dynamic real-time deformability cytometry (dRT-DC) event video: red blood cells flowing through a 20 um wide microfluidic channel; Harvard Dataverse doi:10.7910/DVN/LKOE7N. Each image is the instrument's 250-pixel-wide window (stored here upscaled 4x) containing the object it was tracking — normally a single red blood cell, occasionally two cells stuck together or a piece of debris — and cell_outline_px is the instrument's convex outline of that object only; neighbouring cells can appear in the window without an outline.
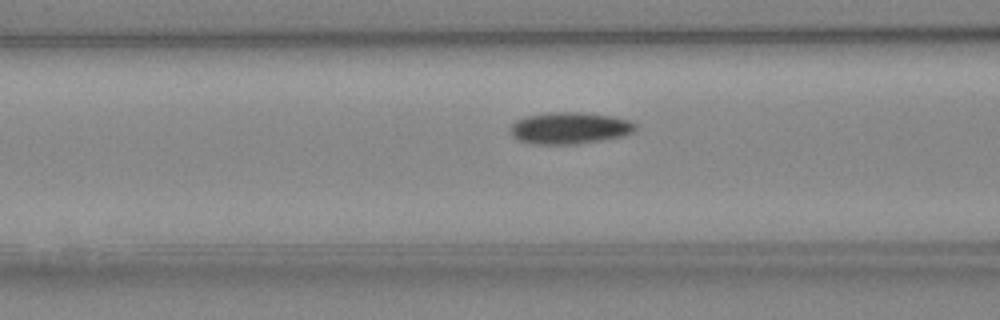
{"species": "Egyptian fruit bat (a non-hibernating species)", "species_latin": "Rousettus aegyptiacus", "temperature_condition": "cold", "stored_images_in_passage": 37, "camera_frame_rate_fps": 3000, "um_per_image_px": 0.085, "animal": {"sex": "female"}, "frame": {"image": 1, "passage_image": 8, "time_ms": 2.333, "image_size_px": [1000, 320], "cell_outline_px": [[636, 128], [632, 132], [624, 136], [576, 144], [536, 144], [516, 140], [512, 136], [512, 124], [516, 120], [524, 116], [548, 112], [584, 112], [612, 116], [628, 120], [636, 124]], "centroid_in_image_um": [48.41, 10.88], "position_along_channel_um": 118.2, "area_um2": 23.18}}
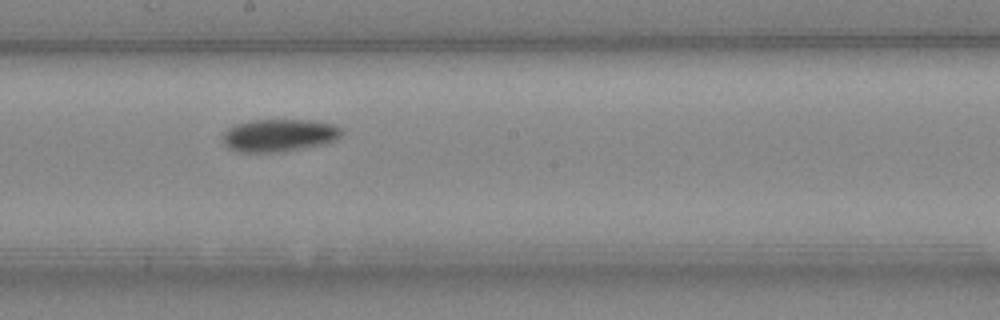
{"frame": {"image": 2, "passage_image": 16, "time_ms": 5.0, "image_size_px": [1000, 320], "cell_outline_px": [[344, 132], [336, 140], [324, 144], [284, 152], [236, 152], [228, 148], [224, 144], [224, 132], [228, 128], [236, 124], [248, 120], [308, 120], [336, 124]], "centroid_in_image_um": [23.74, 11.51], "position_along_channel_um": 224.5, "area_um2": 22.83}}
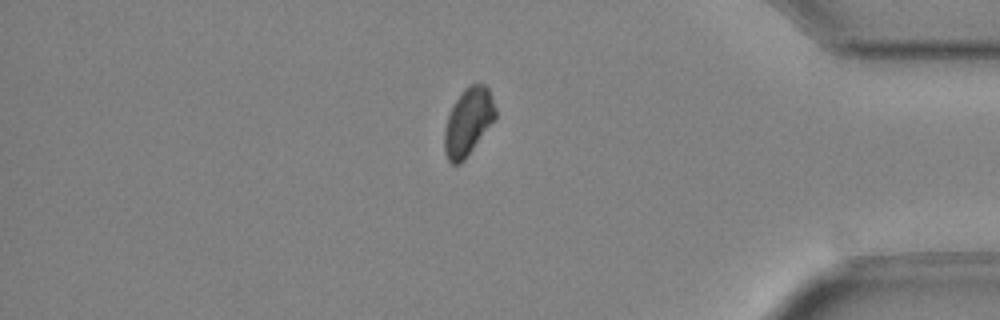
{"frame": {"image": 3, "passage_image": 31, "time_ms": 10.0, "image_size_px": [1000, 320], "cell_outline_px": [[496, 120], [464, 160], [460, 164], [452, 164], [448, 160], [444, 152], [444, 128], [448, 116], [456, 100], [464, 88], [472, 84], [484, 84], [488, 88], [496, 108]], "centroid_in_image_um": [39.81, 10.37], "position_along_channel_um": 395.4, "area_um2": 20.11}, "authors_computed_cell_mechanics": {"area_um2": 22.0218, "velocity_mm_per_s": 4.017, "shape_relaxation_time_tau1_ms": 2.8646, "shape_relaxation_time_tau2_ms": null, "deformation_change_tau1": 0.0763, "deformation_change_tau2": null}}